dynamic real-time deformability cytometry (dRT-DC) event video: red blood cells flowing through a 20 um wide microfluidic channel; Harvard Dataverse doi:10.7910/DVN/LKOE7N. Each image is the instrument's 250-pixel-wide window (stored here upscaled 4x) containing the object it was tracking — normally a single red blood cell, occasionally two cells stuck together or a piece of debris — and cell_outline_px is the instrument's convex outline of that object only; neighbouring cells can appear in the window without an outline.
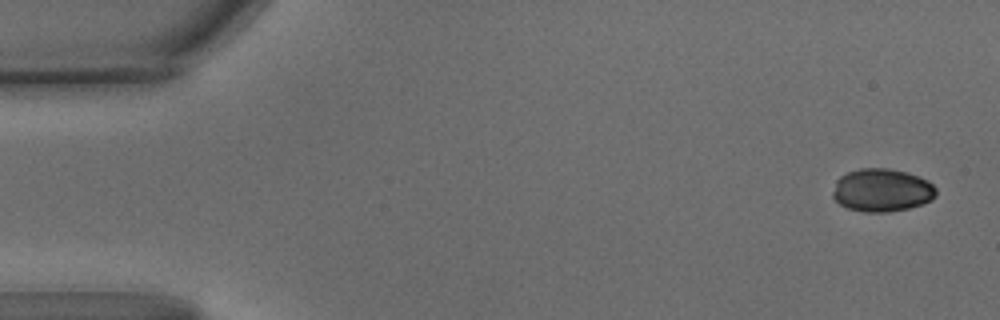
{"species": "common noctule bat (a hibernating species)", "species_latin": "Nyctalus noctula", "temperature_condition": "warm", "stored_images_in_passage": 13, "camera_frame_rate_fps": 3000, "um_per_image_px": 0.085, "animal": {"sex": "male", "body_mass_g": 15.6}, "frame": {"image": 1, "passage_image": 1, "time_ms": 0.0, "image_size_px": [1000, 320], "cell_outline_px": [[936, 196], [932, 200], [908, 208], [888, 212], [864, 212], [848, 208], [840, 204], [832, 196], [832, 192], [836, 180], [840, 176], [848, 172], [860, 168], [888, 168], [908, 172], [928, 180], [936, 188]], "centroid_in_image_um": [74.96, 16.16], "position_along_channel_um": 10.0, "area_um2": 26.01}}